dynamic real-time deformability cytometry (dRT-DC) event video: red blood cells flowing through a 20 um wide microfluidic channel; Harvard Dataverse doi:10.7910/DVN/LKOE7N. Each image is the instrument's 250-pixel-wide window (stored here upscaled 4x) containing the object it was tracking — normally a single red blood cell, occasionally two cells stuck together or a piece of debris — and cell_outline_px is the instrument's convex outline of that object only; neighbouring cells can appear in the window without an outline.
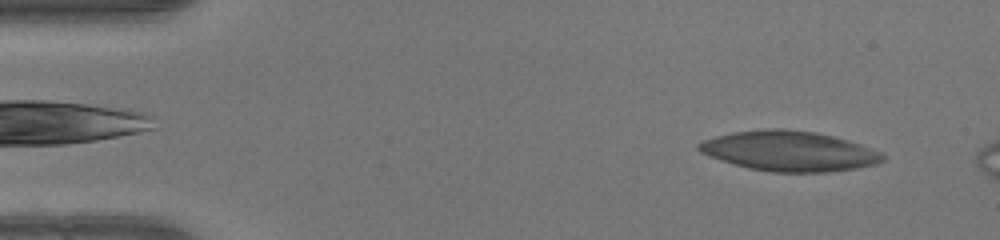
{"species": "human", "species_latin": "Homo sapiens", "temperature_condition": "warm", "stored_images_in_passage": 14, "camera_frame_rate_fps": 3000, "um_per_image_px": 0.085, "donor": {"sex": "female"}, "frame": {"image": 1, "passage_image": 3, "time_ms": 0.667, "image_size_px": [1000, 240], "cell_outline_px": [[884, 160], [876, 164], [856, 168], [828, 172], [772, 172], [748, 168], [720, 160], [708, 156], [700, 152], [696, 148], [696, 144], [704, 140], [716, 136], [732, 132], [764, 128], [784, 128], [816, 132], [848, 140], [884, 152]], "centroid_in_image_um": [67.07, 12.83], "position_along_channel_um": 17.9, "area_um2": 43.23}}